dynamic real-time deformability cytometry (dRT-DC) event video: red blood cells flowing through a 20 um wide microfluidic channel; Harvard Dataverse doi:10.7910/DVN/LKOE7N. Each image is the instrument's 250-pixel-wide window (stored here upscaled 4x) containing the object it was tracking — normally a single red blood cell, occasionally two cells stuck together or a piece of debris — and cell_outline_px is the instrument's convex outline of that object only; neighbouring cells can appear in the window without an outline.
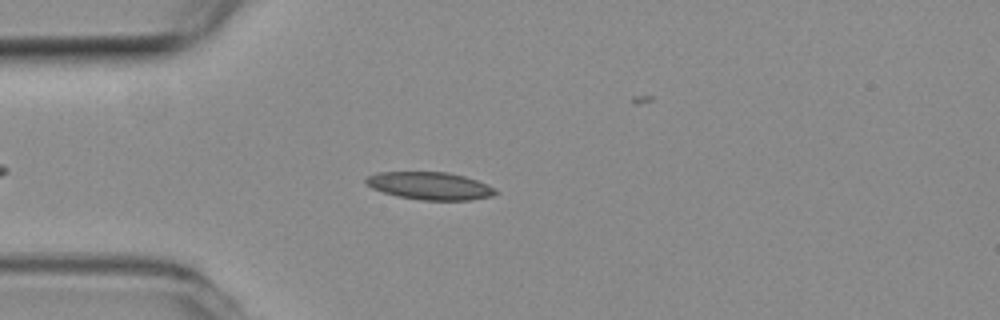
{"species": "common noctule bat (a hibernating species)", "species_latin": "Nyctalus noctula", "temperature_condition": "room temperature", "stored_images_in_passage": 42, "camera_frame_rate_fps": 3000, "um_per_image_px": 0.085, "animal": {"sex": "female", "body_mass_g": 19.3, "forearm_length_mm": 54.1}, "frame": {"image": 1, "passage_image": 8, "time_ms": 2.333, "image_size_px": [1000, 320], "cell_outline_px": [[500, 192], [492, 196], [468, 200], [420, 200], [396, 196], [372, 188], [364, 180], [368, 176], [376, 172], [448, 172], [464, 176], [488, 184], [496, 188]], "centroid_in_image_um": [36.57, 15.8], "position_along_channel_um": 48.4, "area_um2": 20.92}}
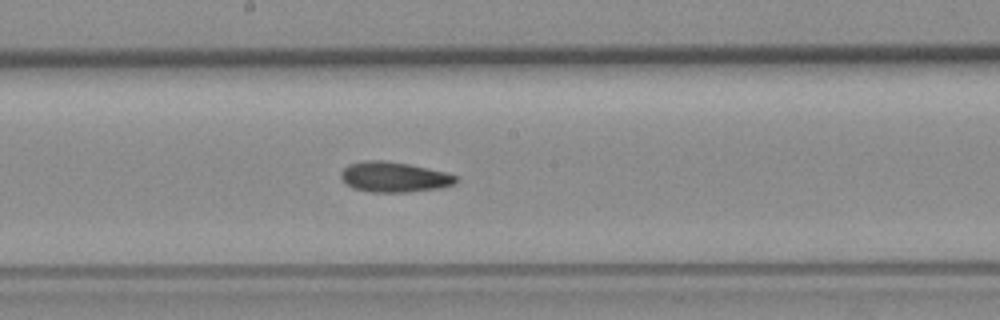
{"frame": {"image": 2, "passage_image": 22, "time_ms": 7.0, "image_size_px": [1000, 320], "cell_outline_px": [[460, 180], [456, 184], [440, 188], [408, 192], [372, 192], [352, 188], [340, 176], [340, 172], [348, 164], [364, 160], [384, 160], [408, 164], [444, 172], [456, 176]], "centroid_in_image_um": [33.5, 15.05], "position_along_channel_um": 214.7, "area_um2": 20.29}}
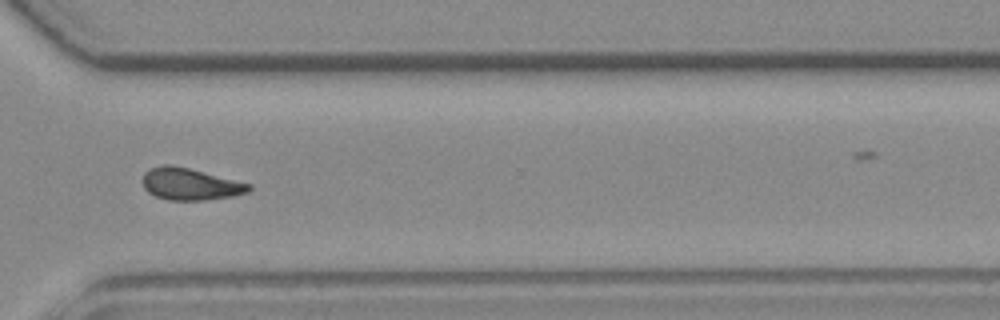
{"frame": {"image": 3, "passage_image": 33, "time_ms": 10.667, "image_size_px": [1000, 320], "cell_outline_px": [[252, 188], [248, 192], [232, 196], [204, 200], [168, 200], [156, 196], [148, 192], [144, 188], [144, 172], [152, 168], [164, 164], [172, 164], [252, 184]], "centroid_in_image_um": [16.18, 15.65], "position_along_channel_um": 354.4, "area_um2": 19.59}, "authors_computed_cell_mechanics": {"area_um2": 20.1433, "velocity_mm_per_s": 3.8108, "shape_relaxation_time_tau1_ms": null, "shape_relaxation_time_tau2_ms": 4.5654, "deformation_change_tau1": null, "deformation_change_tau2": 0.11}}